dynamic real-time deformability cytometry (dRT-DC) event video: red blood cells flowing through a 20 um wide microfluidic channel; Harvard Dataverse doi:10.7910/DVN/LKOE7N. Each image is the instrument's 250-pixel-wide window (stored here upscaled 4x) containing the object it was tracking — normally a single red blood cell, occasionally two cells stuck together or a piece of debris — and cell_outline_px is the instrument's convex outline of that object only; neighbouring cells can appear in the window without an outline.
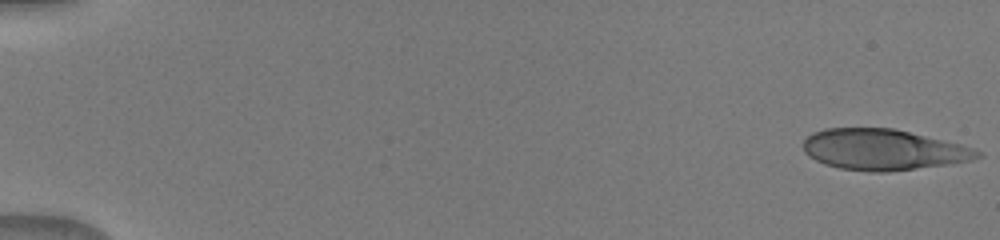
{"species": "human", "species_latin": "Homo sapiens", "temperature_condition": "warm", "stored_images_in_passage": 50, "camera_frame_rate_fps": 3000, "um_per_image_px": 0.085, "donor": {"sex": "male"}, "frame": {"image": 1, "passage_image": 1, "time_ms": 0.0, "image_size_px": [1000, 240], "cell_outline_px": [[984, 156], [972, 160], [952, 164], [888, 172], [872, 172], [840, 168], [824, 164], [808, 156], [804, 152], [804, 140], [812, 132], [824, 128], [892, 128], [960, 144], [976, 148]], "centroid_in_image_um": [75.09, 12.73], "position_along_channel_um": 9.9, "area_um2": 41.62}}
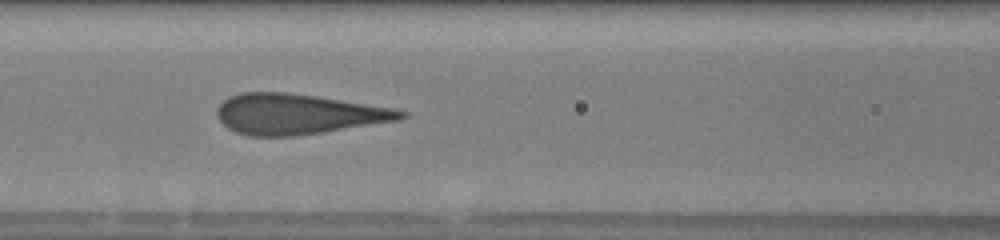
{"frame": {"image": 2, "passage_image": 23, "time_ms": 7.333, "image_size_px": [1000, 240], "cell_outline_px": [[412, 116], [400, 120], [324, 132], [292, 136], [248, 136], [236, 132], [228, 128], [216, 116], [216, 108], [228, 96], [240, 92], [288, 92], [316, 96], [396, 108], [408, 112]], "centroid_in_image_um": [25.36, 9.69], "position_along_channel_um": 141.2, "area_um2": 43.64}}
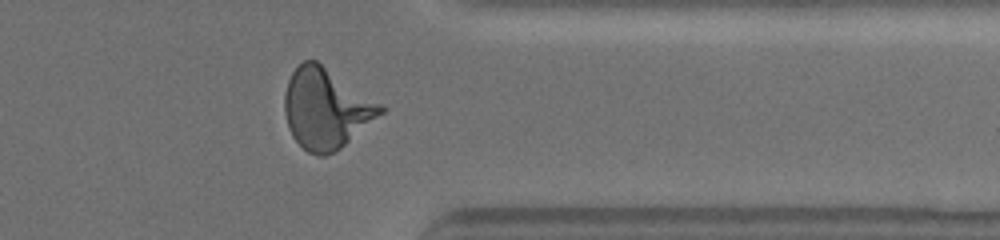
{"frame": {"image": 3, "passage_image": 41, "time_ms": 13.333, "image_size_px": [1000, 240], "cell_outline_px": [[388, 108], [384, 112], [336, 152], [324, 156], [320, 156], [308, 152], [292, 136], [288, 128], [284, 112], [284, 96], [288, 80], [292, 72], [304, 60], [316, 60]], "centroid_in_image_um": [27.71, 9.24], "position_along_channel_um": 383.7, "area_um2": 44.74}}